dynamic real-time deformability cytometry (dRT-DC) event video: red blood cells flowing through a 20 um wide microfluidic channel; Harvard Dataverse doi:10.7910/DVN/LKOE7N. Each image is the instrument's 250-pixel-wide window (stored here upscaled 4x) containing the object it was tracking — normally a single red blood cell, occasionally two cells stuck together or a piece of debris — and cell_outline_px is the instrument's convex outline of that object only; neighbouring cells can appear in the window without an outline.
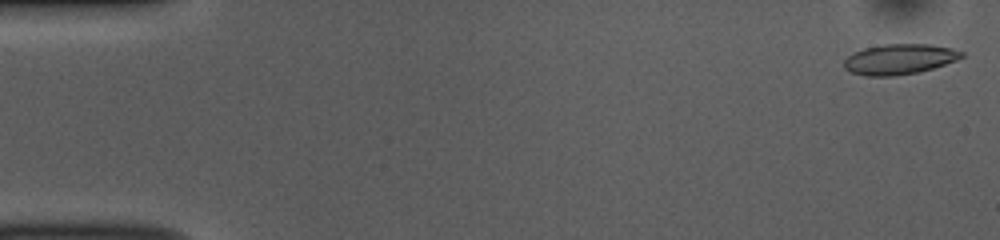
{"species": "common noctule bat (a hibernating species)", "species_latin": "Nyctalus noctula", "temperature_condition": "room temperature", "stored_images_in_passage": 51, "camera_frame_rate_fps": 3000, "um_per_image_px": 0.085, "animal": {"sex": "female", "body_mass_g": 10.0, "forearm_length_mm": 53.1}, "frame": {"image": 1, "passage_image": 1, "time_ms": 0.0, "image_size_px": [1000, 240], "cell_outline_px": [[964, 56], [956, 60], [932, 68], [916, 72], [892, 76], [864, 76], [848, 72], [844, 68], [844, 60], [852, 52], [864, 48], [884, 44], [932, 44], [952, 48], [964, 52]], "centroid_in_image_um": [76.41, 5.02], "position_along_channel_um": 8.6, "area_um2": 20.87}}
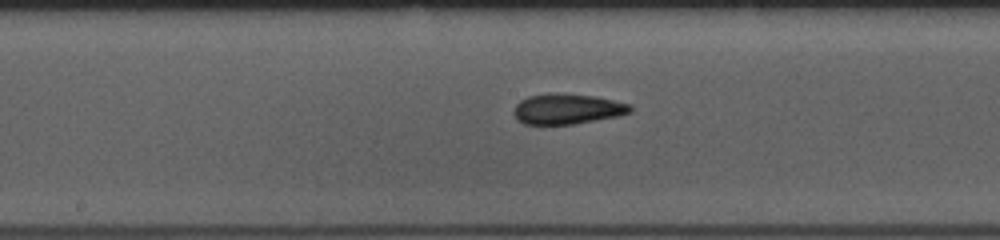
{"frame": {"image": 2, "passage_image": 26, "time_ms": 8.333, "image_size_px": [1000, 240], "cell_outline_px": [[632, 112], [620, 116], [572, 124], [524, 124], [516, 120], [512, 112], [516, 104], [520, 100], [528, 96], [548, 92], [592, 96], [612, 100], [628, 104], [632, 108]], "centroid_in_image_um": [48.16, 9.26], "position_along_channel_um": 200.0, "area_um2": 20.69}}
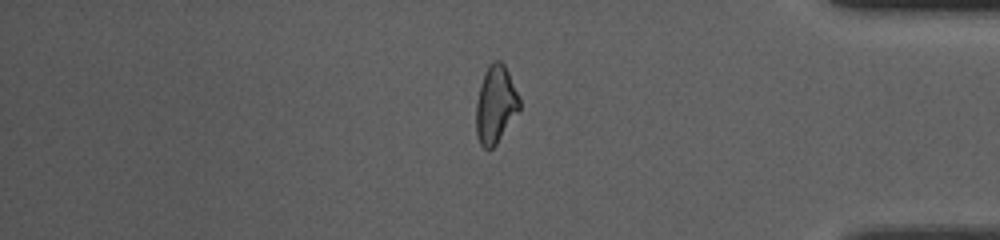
{"frame": {"image": 3, "passage_image": 43, "time_ms": 14.0, "image_size_px": [1000, 240], "cell_outline_px": [[520, 108], [496, 144], [492, 148], [484, 148], [480, 144], [476, 136], [476, 104], [480, 84], [484, 72], [492, 60], [500, 60], [504, 64], [520, 96]], "centroid_in_image_um": [42.11, 8.86], "position_along_channel_um": 393.1, "area_um2": 19.59}, "authors_computed_cell_mechanics": {"area_um2": 20.5768, "velocity_mm_per_s": 3.8608, "shape_relaxation_time_tau1_ms": 4.7606, "shape_relaxation_time_tau2_ms": 2.6758, "deformation_change_tau1": 0.1215, "deformation_change_tau2": 0.0831}}